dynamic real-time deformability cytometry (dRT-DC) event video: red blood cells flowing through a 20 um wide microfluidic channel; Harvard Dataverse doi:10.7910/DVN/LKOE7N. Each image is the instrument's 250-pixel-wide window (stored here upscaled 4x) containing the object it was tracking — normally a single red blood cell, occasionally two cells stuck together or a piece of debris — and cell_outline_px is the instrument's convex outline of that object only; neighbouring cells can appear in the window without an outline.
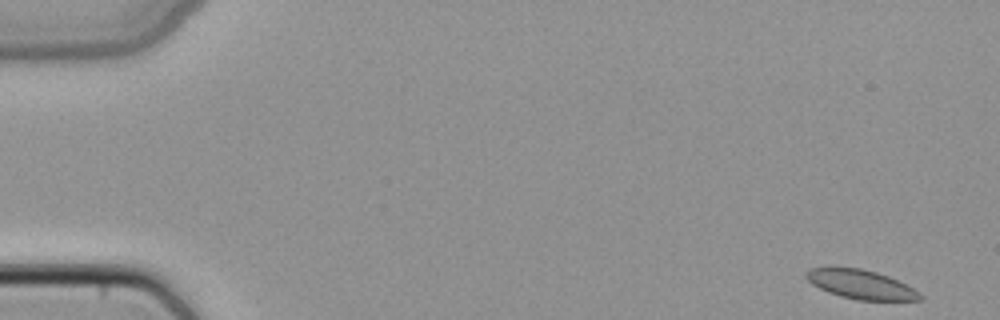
{"species": "common noctule bat (a hibernating species)", "species_latin": "Nyctalus noctula", "temperature_condition": "cold", "stored_images_in_passage": 50, "camera_frame_rate_fps": 3000, "um_per_image_px": 0.085, "animal": {"sex": "female", "body_mass_g": 22.7, "forearm_length_mm": 54.2}, "frame": {"image": 1, "passage_image": 1, "time_ms": 0.0, "image_size_px": [1000, 320], "cell_outline_px": [[924, 300], [856, 300], [840, 296], [828, 292], [812, 284], [804, 276], [804, 272], [808, 268], [832, 264], [860, 268], [876, 272], [888, 276], [920, 292], [924, 296]], "centroid_in_image_um": [73.08, 24.13], "position_along_channel_um": 11.9, "area_um2": 19.94}}
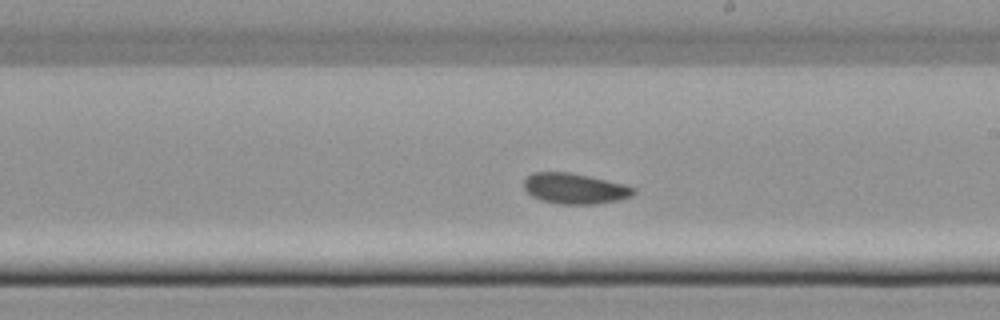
{"frame": {"image": 2, "passage_image": 28, "time_ms": 9.0, "image_size_px": [1000, 320], "cell_outline_px": [[636, 192], [632, 196], [620, 200], [596, 204], [556, 204], [540, 200], [532, 196], [524, 188], [524, 180], [532, 172], [568, 172], [588, 176], [624, 184], [636, 188]], "centroid_in_image_um": [48.86, 16.04], "position_along_channel_um": 240.1, "area_um2": 19.65}}
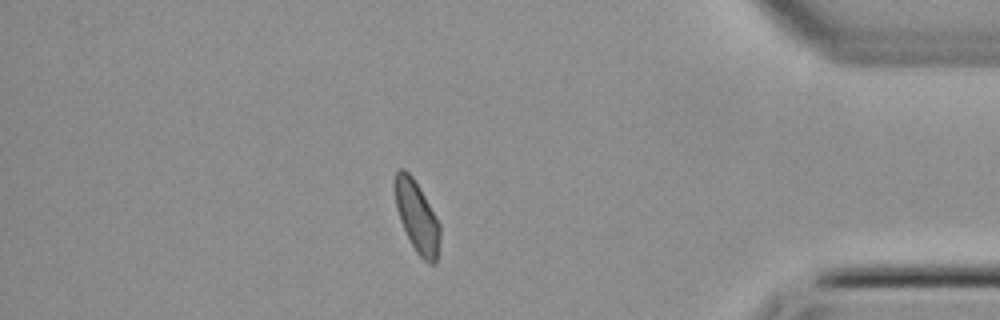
{"frame": {"image": 3, "passage_image": 42, "time_ms": 13.667, "image_size_px": [1000, 320], "cell_outline_px": [[440, 240], [436, 260], [432, 264], [428, 264], [416, 252], [400, 220], [396, 208], [396, 172], [400, 168], [404, 168], [412, 176], [420, 188], [436, 216], [440, 224]], "centroid_in_image_um": [35.47, 18.44], "position_along_channel_um": 399.7, "area_um2": 18.32}}